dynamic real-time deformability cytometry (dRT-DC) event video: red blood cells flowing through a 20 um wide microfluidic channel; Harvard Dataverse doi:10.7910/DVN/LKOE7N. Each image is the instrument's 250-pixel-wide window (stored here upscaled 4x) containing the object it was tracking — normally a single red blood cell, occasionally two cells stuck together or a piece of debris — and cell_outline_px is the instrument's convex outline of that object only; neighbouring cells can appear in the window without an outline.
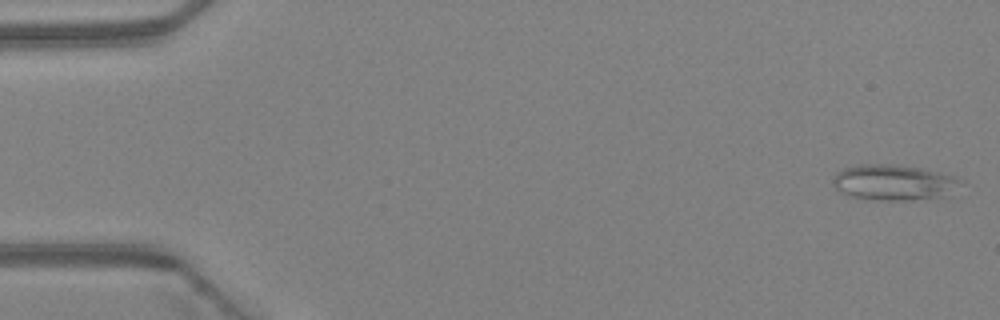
{"species": "Egyptian fruit bat (a non-hibernating species)", "species_latin": "Rousettus aegyptiacus", "temperature_condition": "warm", "stored_images_in_passage": 6, "camera_frame_rate_fps": 3000, "um_per_image_px": 0.085, "animal": {"sex": "female"}, "frame": {"image": 1, "passage_image": 1, "time_ms": 0.0, "image_size_px": [1000, 320], "cell_outline_px": [[964, 184], [948, 196], [912, 200], [888, 200], [848, 196], [840, 192], [832, 184], [832, 176], [836, 172], [844, 168], [860, 164], [892, 164], [924, 168], [952, 176], [964, 180]], "centroid_in_image_um": [76.0, 15.5], "position_along_channel_um": 9.0, "area_um2": 26.88}}
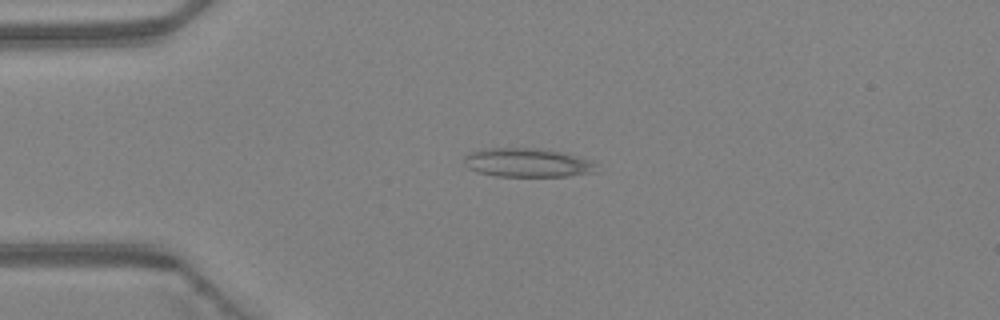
{"frame": {"image": 2, "passage_image": 4, "time_ms": 1.0, "image_size_px": [1000, 320], "cell_outline_px": [[596, 172], [568, 176], [496, 176], [476, 172], [468, 168], [464, 164], [464, 156], [472, 152], [484, 148], [536, 148], [560, 152], [588, 160], [592, 164]], "centroid_in_image_um": [44.73, 13.83], "position_along_channel_um": 40.3, "area_um2": 21.91}}